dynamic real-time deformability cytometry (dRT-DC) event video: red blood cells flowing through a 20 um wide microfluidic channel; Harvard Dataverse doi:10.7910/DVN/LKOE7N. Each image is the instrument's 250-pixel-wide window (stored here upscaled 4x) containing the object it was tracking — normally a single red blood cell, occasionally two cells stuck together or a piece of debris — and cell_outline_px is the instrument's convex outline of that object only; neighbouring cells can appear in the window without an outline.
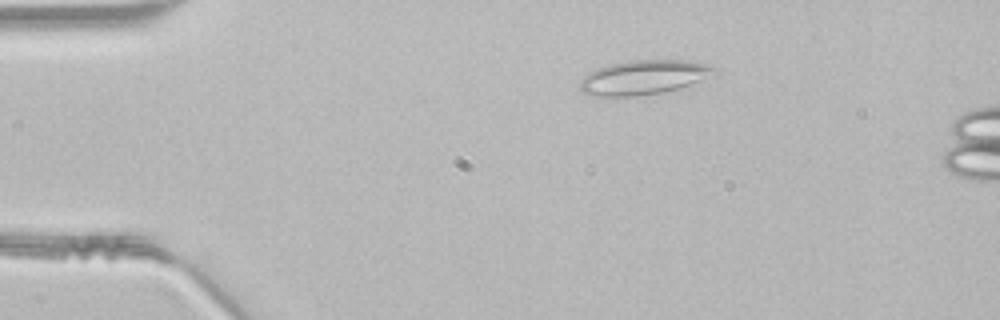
{"species": "common noctule bat (a hibernating species)", "species_latin": "Nyctalus noctula", "temperature_condition": "room temperature", "stored_images_in_passage": 9, "camera_frame_rate_fps": 3000, "um_per_image_px": 0.085, "animal": {"sex": "male", "body_mass_g": 21.5, "forearm_length_mm": 52.0}, "frame": {"image": 1, "passage_image": 4, "time_ms": 1.0, "image_size_px": [1000, 320], "cell_outline_px": [[720, 68], [716, 72], [700, 80], [680, 88], [664, 92], [636, 96], [596, 96], [584, 92], [580, 88], [580, 80], [588, 72], [596, 68], [628, 60], [684, 60], [704, 64]], "centroid_in_image_um": [54.69, 6.57], "position_along_channel_um": 30.3, "area_um2": 26.76}}